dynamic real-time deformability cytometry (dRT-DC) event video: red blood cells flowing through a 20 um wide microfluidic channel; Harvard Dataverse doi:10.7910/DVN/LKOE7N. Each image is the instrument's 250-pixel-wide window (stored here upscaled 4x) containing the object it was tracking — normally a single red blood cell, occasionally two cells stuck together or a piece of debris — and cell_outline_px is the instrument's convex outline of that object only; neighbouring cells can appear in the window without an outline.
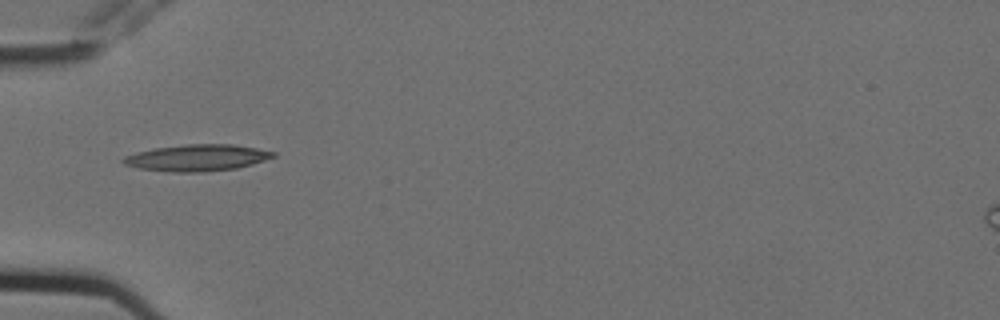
{"species": "Egyptian fruit bat (a non-hibernating species)", "species_latin": "Rousettus aegyptiacus", "temperature_condition": "cold", "stored_images_in_passage": 10, "camera_frame_rate_fps": 3000, "um_per_image_px": 0.085, "animal": {"sex": "female"}, "frame": {"image": 1, "passage_image": 6, "time_ms": 1.667, "image_size_px": [1000, 320], "cell_outline_px": [[276, 156], [252, 164], [236, 168], [204, 172], [172, 172], [140, 168], [124, 164], [120, 160], [124, 156], [136, 152], [156, 148], [184, 144], [232, 144], [256, 148], [276, 152]], "centroid_in_image_um": [16.75, 13.41], "position_along_channel_um": 68.3, "area_um2": 23.12}}
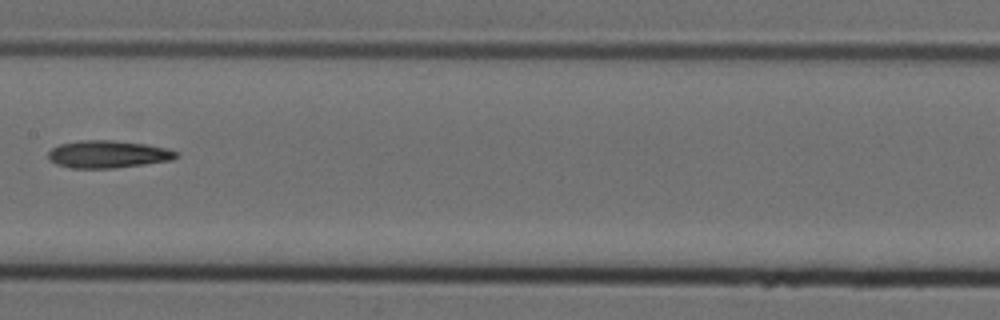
{"frame": {"image": 2, "passage_image": 9, "time_ms": 2.667, "image_size_px": [1000, 320], "cell_outline_px": [[180, 156], [172, 160], [144, 164], [112, 168], [72, 168], [56, 164], [48, 160], [48, 152], [52, 148], [60, 144], [80, 140], [112, 140], [148, 144], [168, 148], [180, 152]], "centroid_in_image_um": [9.21, 13.1], "position_along_channel_um": 198.2, "area_um2": 20.69}}
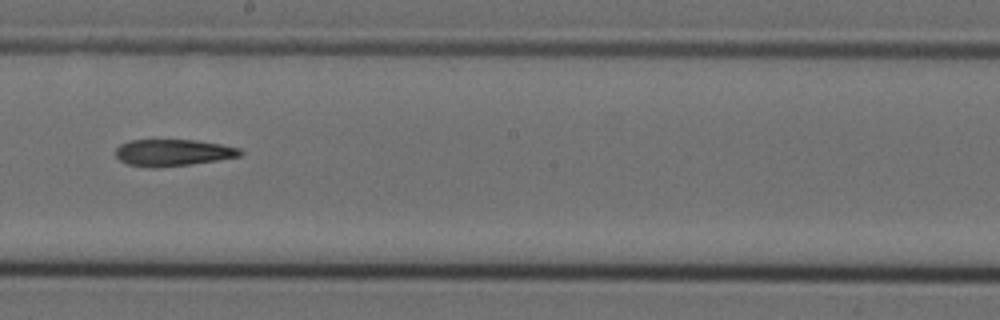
{"frame": {"image": 3, "passage_image": 10, "time_ms": 3.0, "image_size_px": [1000, 320], "cell_outline_px": [[244, 152], [240, 156], [216, 160], [188, 164], [156, 168], [144, 168], [128, 164], [120, 160], [116, 156], [116, 148], [120, 144], [128, 140], [196, 140], [220, 144], [240, 148]], "centroid_in_image_um": [14.67, 12.97], "position_along_channel_um": 233.5, "area_um2": 19.42}}